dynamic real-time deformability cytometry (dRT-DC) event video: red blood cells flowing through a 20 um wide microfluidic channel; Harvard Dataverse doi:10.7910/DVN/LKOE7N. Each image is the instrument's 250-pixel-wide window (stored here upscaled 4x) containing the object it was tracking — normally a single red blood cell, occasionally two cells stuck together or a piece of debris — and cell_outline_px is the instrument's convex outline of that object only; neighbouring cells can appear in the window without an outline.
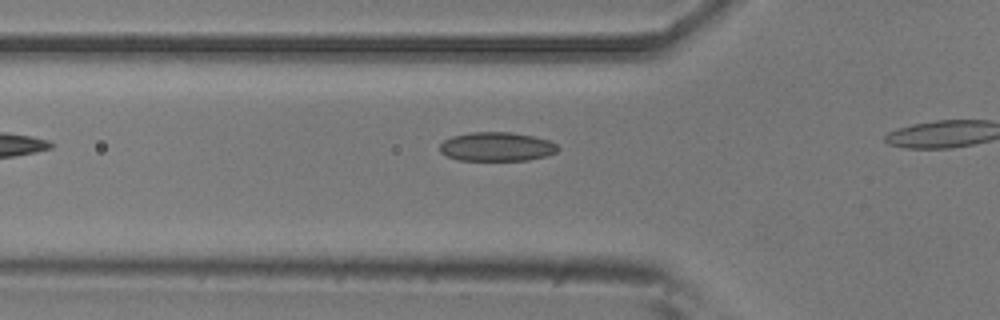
{"species": "common noctule bat (a hibernating species)", "species_latin": "Nyctalus noctula", "temperature_condition": "room temperature", "stored_images_in_passage": 5, "segment_of_instrument_passage": [1, 2], "camera_frame_rate_fps": 3000, "um_per_image_px": 0.085, "animal": {"sex": "male", "body_mass_g": 20.5, "forearm_length_mm": 52.5}, "frame": {"image": 1, "passage_image": 4, "time_ms": 1.0, "image_size_px": [1000, 320], "cell_outline_px": [[560, 148], [556, 152], [544, 156], [528, 160], [456, 160], [440, 152], [440, 144], [444, 140], [452, 136], [472, 132], [508, 132], [532, 136], [548, 140], [556, 144]], "centroid_in_image_um": [42.2, 12.47], "position_along_channel_um": 83.6, "area_um2": 19.83}}